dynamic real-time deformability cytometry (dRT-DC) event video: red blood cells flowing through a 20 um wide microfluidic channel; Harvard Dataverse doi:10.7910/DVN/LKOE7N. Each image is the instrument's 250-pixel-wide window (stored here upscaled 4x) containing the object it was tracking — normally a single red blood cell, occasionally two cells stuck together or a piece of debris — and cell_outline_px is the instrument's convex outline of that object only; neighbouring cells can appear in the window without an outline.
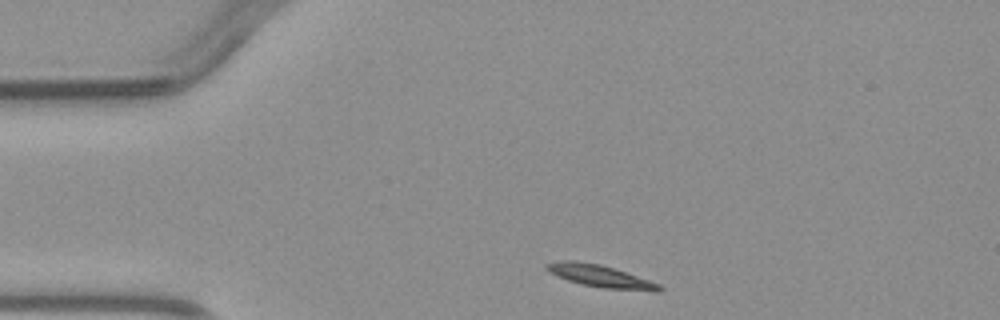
{"species": "common noctule bat (a hibernating species)", "species_latin": "Nyctalus noctula", "temperature_condition": "warm", "stored_images_in_passage": 2, "camera_frame_rate_fps": 3000, "um_per_image_px": 0.085, "animal": {"sex": "male", "body_mass_g": 23.1, "forearm_length_mm": 52.7}, "frame": {"image": 1, "passage_image": 1, "time_ms": 0.0, "image_size_px": [1000, 320], "cell_outline_px": [[664, 288], [660, 292], [656, 292], [604, 288], [580, 284], [556, 276], [544, 268], [544, 264], [560, 260], [576, 260], [600, 264], [660, 284]], "centroid_in_image_um": [51.0, 23.47], "position_along_channel_um": 34.0, "area_um2": 14.68}}
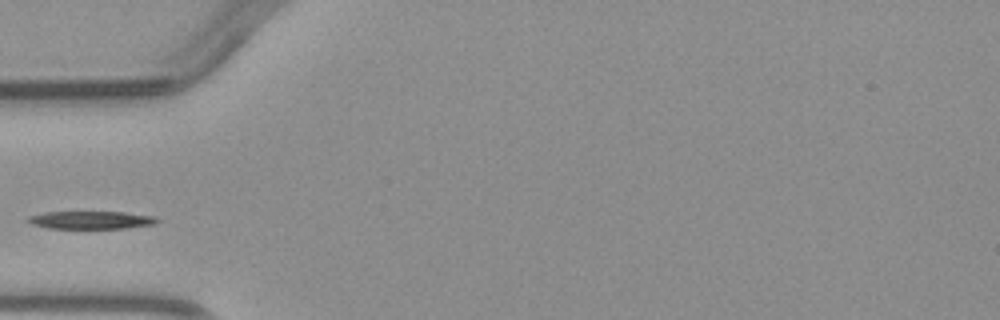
{"frame": {"image": 2, "passage_image": 2, "time_ms": 2.0, "image_size_px": [1000, 320], "cell_outline_px": [[160, 220], [156, 224], [128, 228], [48, 228], [32, 224], [24, 220], [28, 216], [44, 212], [124, 212], [156, 216]], "centroid_in_image_um": [7.76, 18.7], "position_along_channel_um": 77.2, "area_um2": 13.53}}